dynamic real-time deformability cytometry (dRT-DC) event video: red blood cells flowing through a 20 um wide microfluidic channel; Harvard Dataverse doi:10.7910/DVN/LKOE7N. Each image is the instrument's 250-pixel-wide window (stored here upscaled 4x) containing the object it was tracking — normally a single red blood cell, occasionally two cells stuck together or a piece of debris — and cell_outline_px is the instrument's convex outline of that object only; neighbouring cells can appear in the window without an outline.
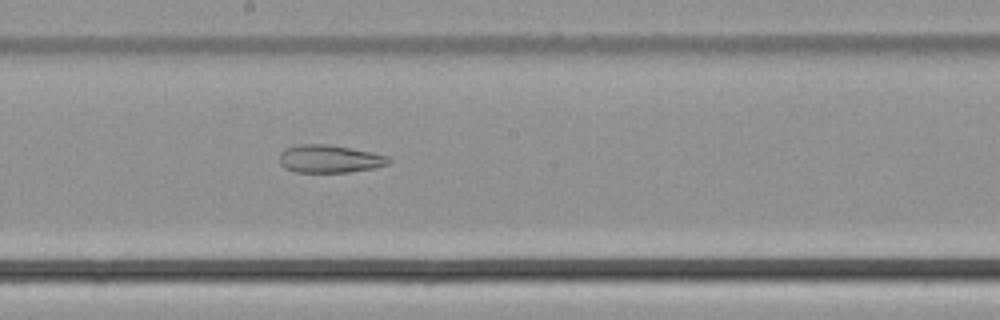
{"species": "common noctule bat (a hibernating species)", "species_latin": "Nyctalus noctula", "temperature_condition": "cold", "stored_images_in_passage": 51, "segment_of_instrument_passage": [2, 2], "camera_frame_rate_fps": 3000, "um_per_image_px": 0.085, "animal": {"sex": "male", "body_mass_g": 21.5, "forearm_length_mm": 52.0}, "frame": {"image": 1, "passage_image": 28, "time_ms": 9.0, "image_size_px": [1000, 320], "cell_outline_px": [[392, 160], [388, 164], [372, 168], [348, 172], [296, 172], [284, 168], [280, 164], [280, 152], [284, 148], [300, 144], [324, 144], [348, 148], [388, 156]], "centroid_in_image_um": [27.96, 13.51], "position_along_channel_um": 220.2, "area_um2": 17.51}}
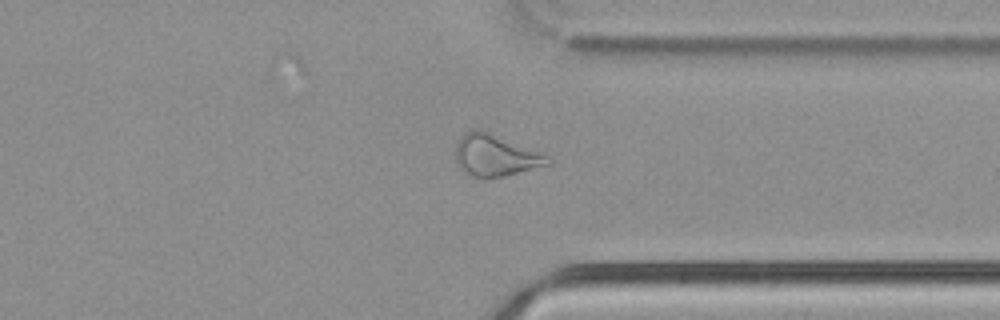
{"frame": {"image": 2, "passage_image": 39, "time_ms": 12.667, "image_size_px": [1000, 320], "cell_outline_px": [[552, 160], [548, 164], [504, 176], [472, 176], [460, 168], [456, 160], [456, 144], [460, 136], [464, 132], [488, 132], [540, 152], [548, 156]], "centroid_in_image_um": [42.1, 13.21], "position_along_channel_um": 369.3, "area_um2": 21.44}}
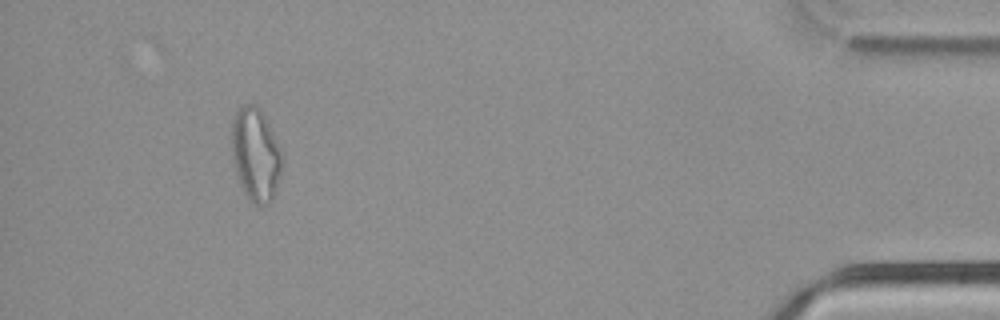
{"frame": {"image": 3, "passage_image": 47, "time_ms": 15.333, "image_size_px": [1000, 320], "cell_outline_px": [[284, 160], [280, 176], [272, 200], [268, 204], [256, 204], [248, 200], [244, 192], [232, 164], [232, 120], [236, 112], [244, 104], [256, 104], [264, 112], [268, 120], [280, 148]], "centroid_in_image_um": [21.74, 13.11], "position_along_channel_um": 413.5, "area_um2": 27.74}}